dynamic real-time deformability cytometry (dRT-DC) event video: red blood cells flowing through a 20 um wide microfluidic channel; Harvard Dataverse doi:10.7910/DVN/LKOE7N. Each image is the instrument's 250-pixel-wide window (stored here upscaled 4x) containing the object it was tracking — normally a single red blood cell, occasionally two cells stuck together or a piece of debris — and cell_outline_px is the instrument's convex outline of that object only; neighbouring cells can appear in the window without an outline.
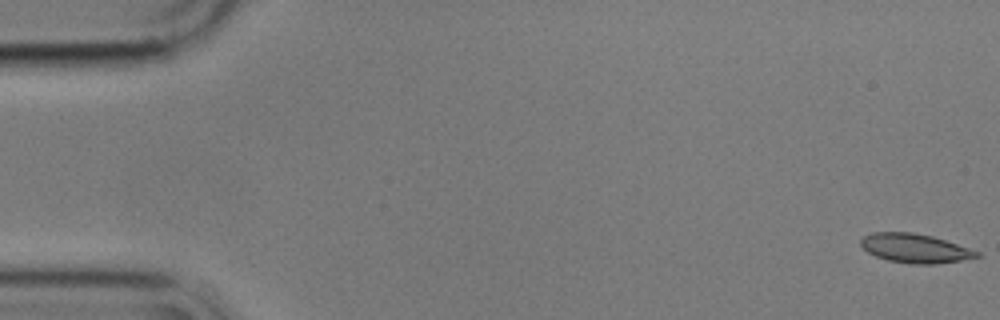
{"species": "common noctule bat (a hibernating species)", "species_latin": "Nyctalus noctula", "temperature_condition": "cold", "stored_images_in_passage": 41, "camera_frame_rate_fps": 3000, "um_per_image_px": 0.085, "animal": {"sex": "male", "body_mass_g": 17.9}, "frame": {"image": 1, "passage_image": 1, "time_ms": 0.0, "image_size_px": [1000, 320], "cell_outline_px": [[980, 256], [960, 260], [936, 264], [912, 264], [888, 260], [876, 256], [868, 252], [860, 244], [860, 240], [864, 236], [872, 232], [912, 232], [932, 236], [980, 252]], "centroid_in_image_um": [77.74, 21.1], "position_along_channel_um": 7.3, "area_um2": 19.42}}
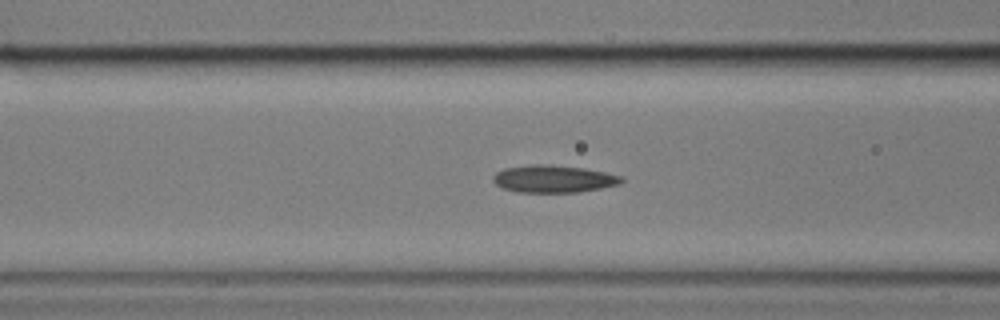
{"frame": {"image": 2, "passage_image": 22, "time_ms": 7.0, "image_size_px": [1000, 320], "cell_outline_px": [[624, 180], [620, 184], [580, 192], [516, 192], [504, 188], [496, 184], [492, 180], [492, 176], [496, 172], [504, 168], [532, 164], [548, 164], [584, 168], [624, 176]], "centroid_in_image_um": [47.05, 15.2], "position_along_channel_um": 119.5, "area_um2": 20.58}}
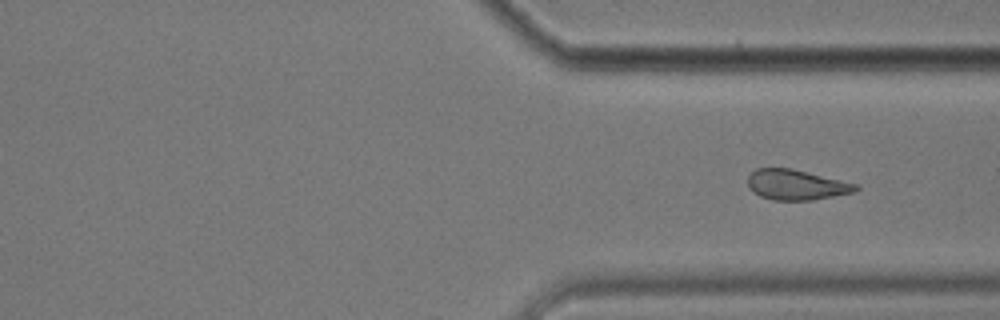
{"frame": {"image": 3, "passage_image": 41, "time_ms": 13.333, "image_size_px": [1000, 320], "cell_outline_px": [[860, 188], [856, 192], [812, 200], [772, 200], [760, 196], [752, 192], [748, 188], [748, 176], [756, 168], [792, 168], [860, 184]], "centroid_in_image_um": [67.71, 15.7], "position_along_channel_um": 343.7, "area_um2": 19.36}}